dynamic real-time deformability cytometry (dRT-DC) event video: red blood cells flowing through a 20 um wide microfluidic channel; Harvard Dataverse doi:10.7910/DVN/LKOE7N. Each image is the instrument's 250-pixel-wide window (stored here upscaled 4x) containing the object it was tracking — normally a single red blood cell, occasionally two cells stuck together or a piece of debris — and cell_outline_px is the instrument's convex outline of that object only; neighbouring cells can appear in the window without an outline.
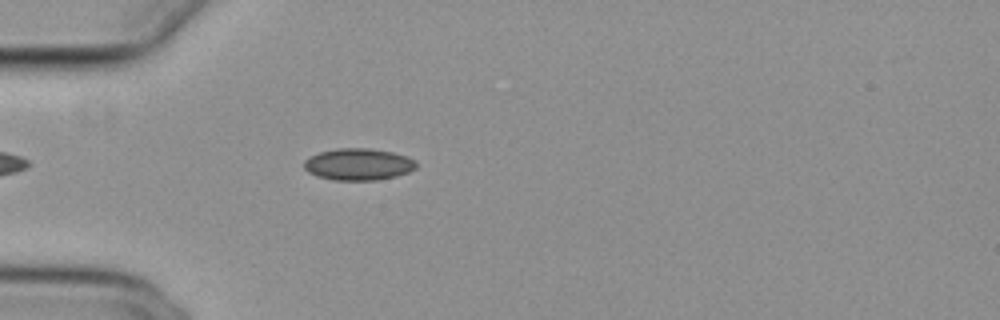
{"species": "common noctule bat (a hibernating species)", "species_latin": "Nyctalus noctula", "temperature_condition": "cold", "stored_images_in_passage": 37, "camera_frame_rate_fps": 3000, "um_per_image_px": 0.085, "animal": {"sex": "female", "body_mass_g": 29.2, "forearm_length_mm": 56.3}, "frame": {"image": 1, "passage_image": 4, "time_ms": 1.0, "image_size_px": [1000, 320], "cell_outline_px": [[416, 168], [408, 172], [396, 176], [376, 180], [332, 180], [316, 176], [308, 172], [304, 168], [304, 160], [320, 152], [336, 148], [368, 148], [392, 152], [408, 156], [416, 160]], "centroid_in_image_um": [30.47, 13.97], "position_along_channel_um": 54.5, "area_um2": 20.87}}
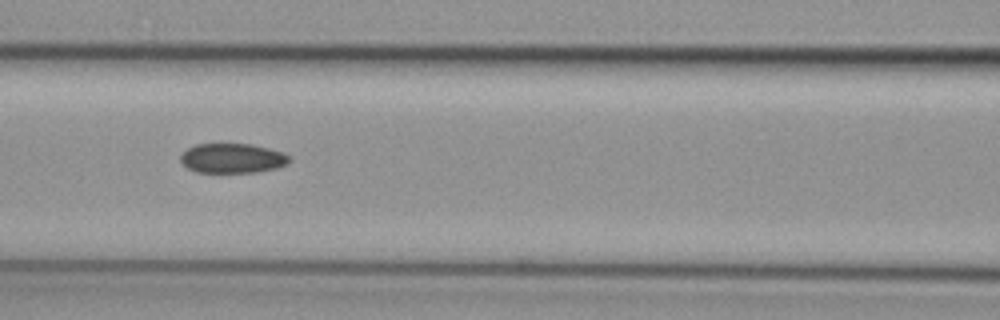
{"frame": {"image": 2, "passage_image": 12, "time_ms": 3.667, "image_size_px": [1000, 320], "cell_outline_px": [[288, 160], [284, 164], [276, 168], [256, 172], [196, 172], [188, 168], [180, 160], [180, 156], [188, 148], [196, 144], [252, 144], [284, 152], [288, 156]], "centroid_in_image_um": [19.73, 13.44], "position_along_channel_um": 146.9, "area_um2": 18.55}}
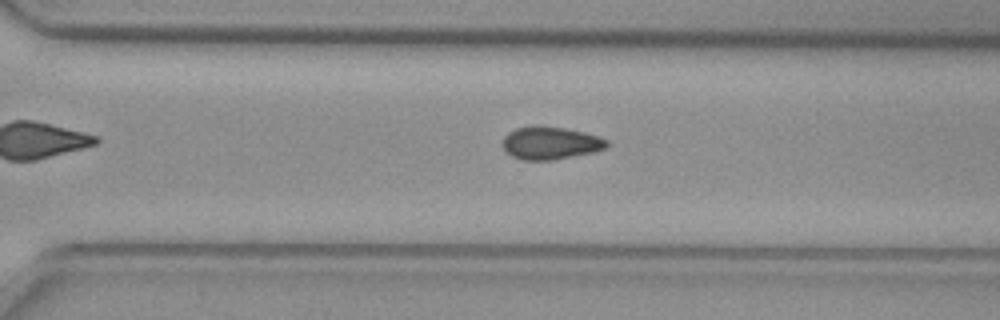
{"frame": {"image": 3, "passage_image": 26, "time_ms": 8.333, "image_size_px": [1000, 320], "cell_outline_px": [[608, 144], [604, 148], [596, 152], [556, 160], [520, 160], [512, 156], [504, 148], [504, 136], [508, 132], [516, 128], [532, 124], [564, 128], [584, 132], [608, 140]], "centroid_in_image_um": [46.78, 12.15], "position_along_channel_um": 323.8, "area_um2": 20.06}}